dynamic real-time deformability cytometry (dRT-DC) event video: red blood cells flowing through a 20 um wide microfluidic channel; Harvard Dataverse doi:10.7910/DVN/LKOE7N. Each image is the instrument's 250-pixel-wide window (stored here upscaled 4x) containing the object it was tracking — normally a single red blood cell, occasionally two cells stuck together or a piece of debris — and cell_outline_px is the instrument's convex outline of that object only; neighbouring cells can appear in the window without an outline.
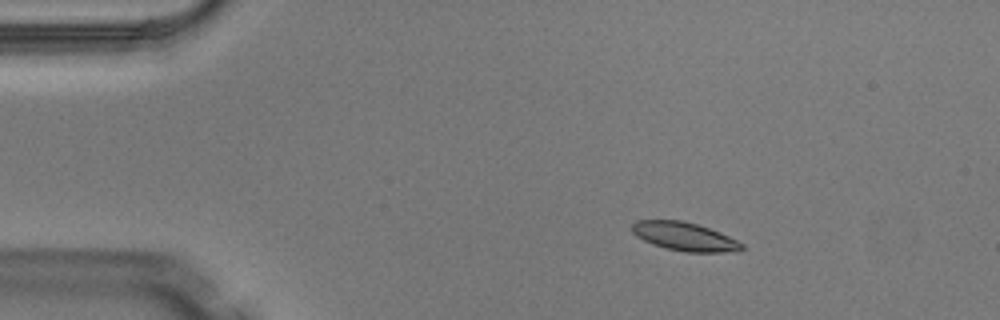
{"species": "Egyptian fruit bat (a non-hibernating species)", "species_latin": "Rousettus aegyptiacus", "temperature_condition": "warm", "stored_images_in_passage": 5, "camera_frame_rate_fps": 3000, "um_per_image_px": 0.085, "animal": {"sex": "male"}, "frame": {"image": 1, "passage_image": 2, "time_ms": 0.333, "image_size_px": [1000, 320], "cell_outline_px": [[744, 248], [740, 252], [684, 252], [652, 244], [636, 236], [632, 232], [632, 224], [636, 220], [684, 220], [720, 232], [744, 244]], "centroid_in_image_um": [58.21, 20.11], "position_along_channel_um": 26.8, "area_um2": 18.26}}
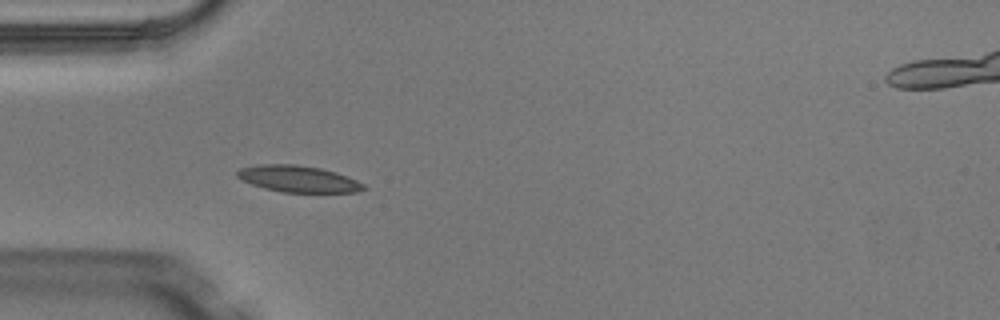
{"frame": {"image": 2, "passage_image": 4, "time_ms": 1.0, "image_size_px": [1000, 320], "cell_outline_px": [[368, 188], [356, 192], [280, 192], [264, 188], [252, 184], [236, 176], [236, 172], [240, 168], [260, 164], [296, 164], [320, 168], [336, 172], [356, 180], [364, 184]], "centroid_in_image_um": [25.35, 15.2], "position_along_channel_um": 59.6, "area_um2": 19.48}}